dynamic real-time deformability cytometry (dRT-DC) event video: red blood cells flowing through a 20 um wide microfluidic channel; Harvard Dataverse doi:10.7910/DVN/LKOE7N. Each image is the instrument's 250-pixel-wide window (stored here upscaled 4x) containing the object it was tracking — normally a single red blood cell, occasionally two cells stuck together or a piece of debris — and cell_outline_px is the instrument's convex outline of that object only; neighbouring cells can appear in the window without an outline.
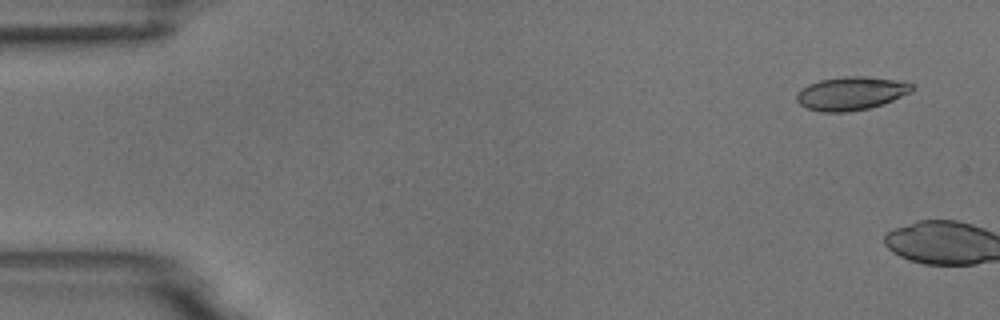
{"species": "common noctule bat (a hibernating species)", "species_latin": "Nyctalus noctula", "temperature_condition": "room temperature", "stored_images_in_passage": 6, "camera_frame_rate_fps": 3000, "um_per_image_px": 0.085, "animal": {"sex": "male", "body_mass_g": 18.8}, "frame": {"image": 1, "passage_image": 1, "time_ms": 0.0, "image_size_px": [1000, 320], "cell_outline_px": [[916, 88], [912, 92], [892, 100], [868, 108], [848, 112], [820, 112], [808, 108], [800, 104], [796, 100], [796, 92], [808, 84], [820, 80], [844, 76], [864, 76], [896, 80], [912, 84]], "centroid_in_image_um": [72.32, 7.93], "position_along_channel_um": 12.7, "area_um2": 22.43}}